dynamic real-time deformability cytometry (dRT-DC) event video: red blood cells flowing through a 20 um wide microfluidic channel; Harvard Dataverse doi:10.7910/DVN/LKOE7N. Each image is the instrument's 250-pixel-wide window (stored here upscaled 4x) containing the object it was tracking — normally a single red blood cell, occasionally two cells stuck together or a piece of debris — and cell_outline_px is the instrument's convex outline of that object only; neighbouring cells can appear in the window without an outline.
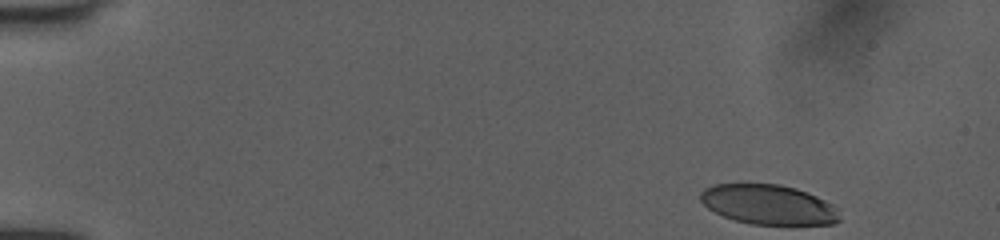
{"species": "human", "species_latin": "Homo sapiens", "temperature_condition": "room temperature", "stored_images_in_passage": 47, "camera_frame_rate_fps": 3000, "um_per_image_px": 0.085, "donor": {"sex": "female"}, "frame": {"image": 1, "passage_image": 1, "time_ms": 0.0, "image_size_px": [1000, 240], "cell_outline_px": [[840, 220], [836, 224], [752, 224], [736, 220], [724, 216], [708, 208], [700, 200], [700, 192], [704, 188], [712, 184], [780, 184], [796, 188], [816, 196], [840, 208]], "centroid_in_image_um": [65.35, 17.38], "position_along_channel_um": 19.6, "area_um2": 32.31}}
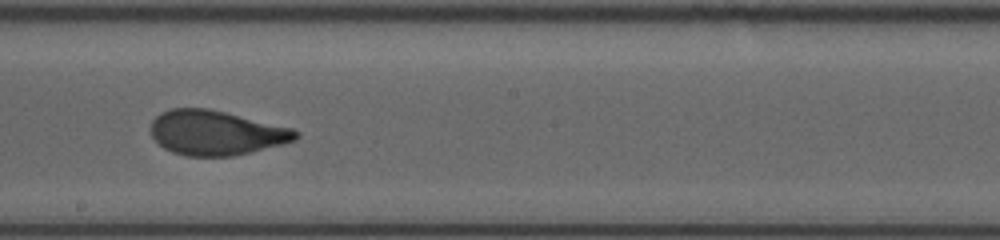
{"frame": {"image": 2, "passage_image": 26, "time_ms": 8.333, "image_size_px": [1000, 240], "cell_outline_px": [[300, 136], [296, 140], [284, 144], [252, 152], [232, 156], [188, 156], [172, 152], [164, 148], [152, 136], [152, 120], [160, 112], [172, 108], [208, 108], [292, 128], [300, 132]], "centroid_in_image_um": [18.39, 11.29], "position_along_channel_um": 229.8, "area_um2": 37.69}}
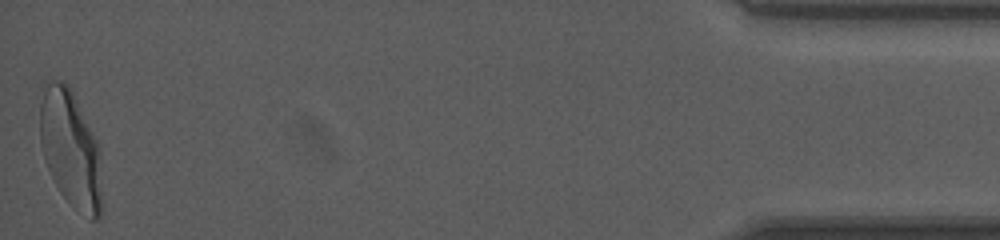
{"frame": {"image": 3, "passage_image": 47, "time_ms": 15.333, "image_size_px": [1000, 240], "cell_outline_px": [[100, 216], [96, 220], [92, 220], [72, 204], [60, 192], [44, 160], [40, 140], [40, 104], [44, 80], [64, 80], [72, 88], [100, 148]], "centroid_in_image_um": [5.97, 12.55], "position_along_channel_um": 429.2, "area_um2": 42.19}, "authors_computed_cell_mechanics": {"area_um2": 37.57, "velocity_mm_per_s": 4.0277, "shape_relaxation_time_tau1_ms": 4.2022, "shape_relaxation_time_tau2_ms": 0.8661, "deformation_change_tau1": 0.1942, "deformation_change_tau2": 0.0752}}